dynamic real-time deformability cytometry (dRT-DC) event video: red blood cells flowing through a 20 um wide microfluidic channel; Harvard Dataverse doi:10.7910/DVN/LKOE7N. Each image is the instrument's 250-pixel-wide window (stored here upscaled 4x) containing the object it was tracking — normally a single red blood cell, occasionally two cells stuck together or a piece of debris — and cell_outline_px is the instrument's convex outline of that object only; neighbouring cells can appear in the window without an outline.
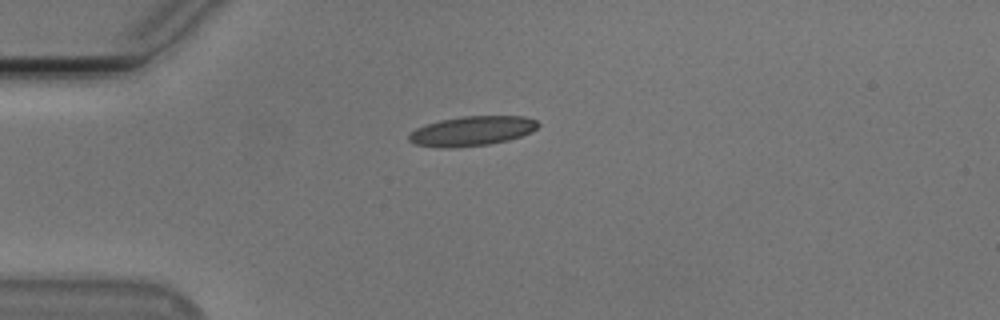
{"species": "Egyptian fruit bat (a non-hibernating species)", "species_latin": "Rousettus aegyptiacus", "temperature_condition": "cold", "stored_images_in_passage": 26, "camera_frame_rate_fps": 3000, "um_per_image_px": 0.085, "animal": {"sex": "male"}, "frame": {"image": 1, "passage_image": 1, "time_ms": 0.0, "image_size_px": [1000, 320], "cell_outline_px": [[540, 124], [532, 132], [508, 140], [488, 144], [460, 148], [444, 148], [416, 144], [408, 140], [408, 136], [416, 128], [440, 120], [464, 116], [524, 116], [536, 120]], "centroid_in_image_um": [40.13, 11.14], "position_along_channel_um": 44.9, "area_um2": 22.25}}
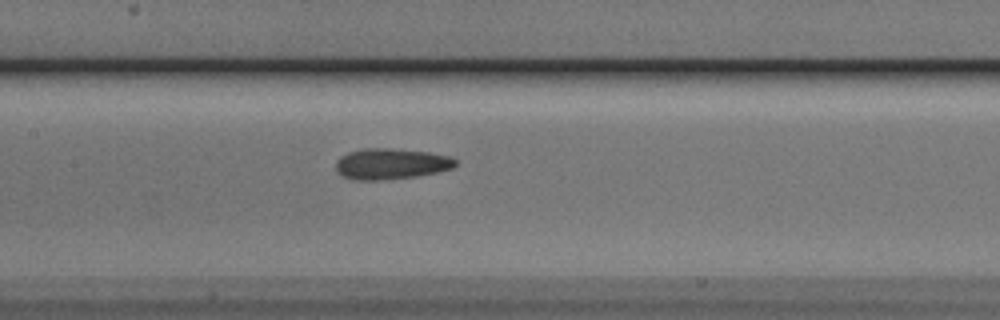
{"frame": {"image": 2, "passage_image": 13, "time_ms": 4.0, "image_size_px": [1000, 320], "cell_outline_px": [[456, 164], [452, 168], [436, 172], [416, 176], [380, 180], [356, 180], [344, 176], [336, 172], [336, 160], [340, 156], [348, 152], [364, 148], [392, 148], [428, 152], [452, 156], [456, 160]], "centroid_in_image_um": [33.22, 13.91], "position_along_channel_um": 174.2, "area_um2": 21.56}}
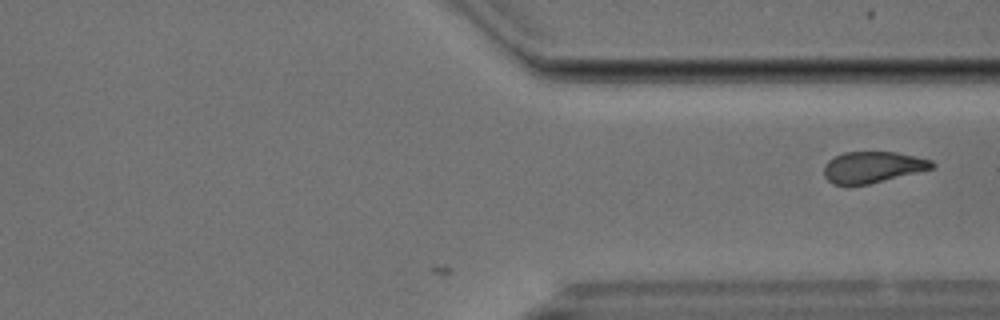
{"frame": {"image": 3, "passage_image": 26, "time_ms": 8.333, "image_size_px": [1000, 320], "cell_outline_px": [[936, 164], [932, 168], [868, 184], [832, 184], [824, 176], [824, 164], [828, 160], [844, 152], [896, 152], [916, 156], [932, 160]], "centroid_in_image_um": [74.16, 14.19], "position_along_channel_um": 337.2, "area_um2": 19.42}}